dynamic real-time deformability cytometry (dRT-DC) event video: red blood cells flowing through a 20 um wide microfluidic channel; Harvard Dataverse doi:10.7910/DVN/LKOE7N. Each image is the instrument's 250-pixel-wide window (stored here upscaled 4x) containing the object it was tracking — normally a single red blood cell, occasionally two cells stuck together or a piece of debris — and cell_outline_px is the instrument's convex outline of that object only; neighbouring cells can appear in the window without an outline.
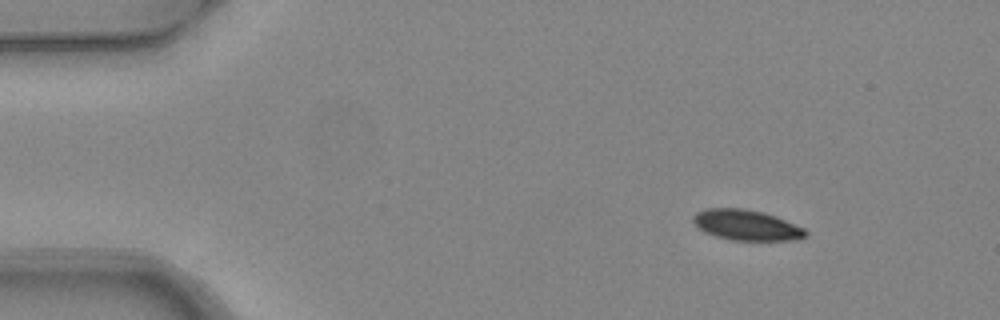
{"species": "common noctule bat (a hibernating species)", "species_latin": "Nyctalus noctula", "temperature_condition": "warm", "stored_images_in_passage": 6, "camera_frame_rate_fps": 3000, "um_per_image_px": 0.085, "animal": {"sex": "female", "body_mass_g": 24.6, "forearm_length_mm": 56.2}, "frame": {"image": 1, "passage_image": 1, "time_ms": 0.0, "image_size_px": [1000, 320], "cell_outline_px": [[808, 236], [792, 240], [732, 240], [716, 236], [704, 232], [692, 220], [692, 216], [696, 212], [708, 208], [744, 208], [764, 212], [776, 216], [804, 228], [808, 232]], "centroid_in_image_um": [63.46, 19.12], "position_along_channel_um": 21.5, "area_um2": 20.0}}
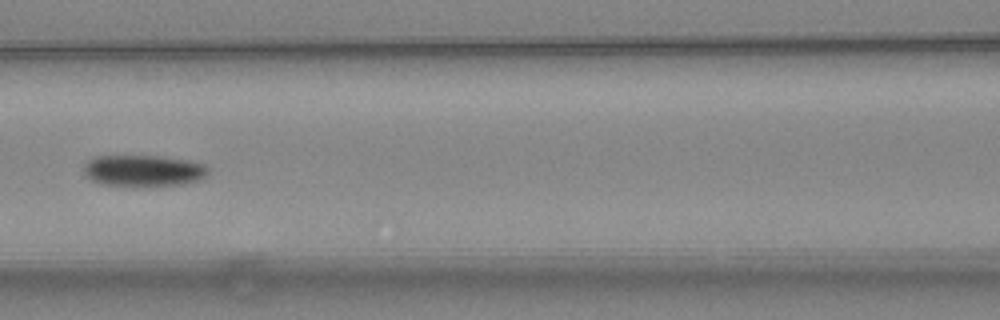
{"frame": {"image": 2, "passage_image": 5, "time_ms": 1.333, "image_size_px": [1000, 320], "cell_outline_px": [[208, 172], [204, 176], [196, 180], [184, 184], [100, 184], [84, 176], [84, 164], [88, 160], [96, 156], [160, 156], [192, 160], [204, 164], [208, 168]], "centroid_in_image_um": [12.17, 14.46], "position_along_channel_um": 154.4, "area_um2": 22.25}}
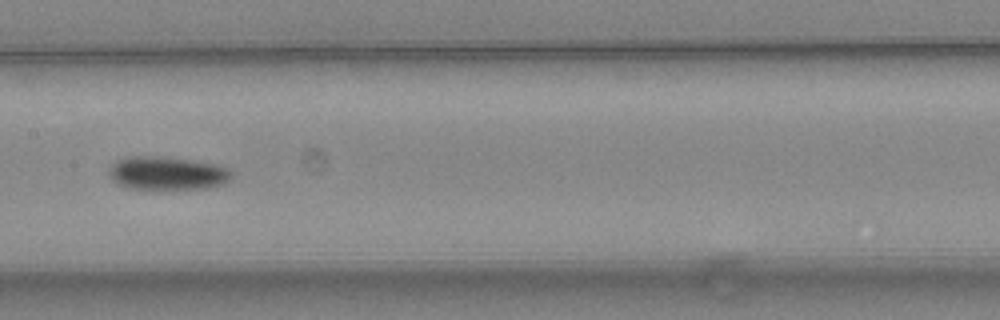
{"frame": {"image": 3, "passage_image": 6, "time_ms": 1.667, "image_size_px": [1000, 320], "cell_outline_px": [[232, 176], [224, 184], [208, 188], [128, 188], [116, 184], [108, 176], [108, 168], [116, 160], [128, 156], [164, 156], [216, 164], [228, 168], [232, 172]], "centroid_in_image_um": [14.17, 14.71], "position_along_channel_um": 193.2, "area_um2": 23.93}}